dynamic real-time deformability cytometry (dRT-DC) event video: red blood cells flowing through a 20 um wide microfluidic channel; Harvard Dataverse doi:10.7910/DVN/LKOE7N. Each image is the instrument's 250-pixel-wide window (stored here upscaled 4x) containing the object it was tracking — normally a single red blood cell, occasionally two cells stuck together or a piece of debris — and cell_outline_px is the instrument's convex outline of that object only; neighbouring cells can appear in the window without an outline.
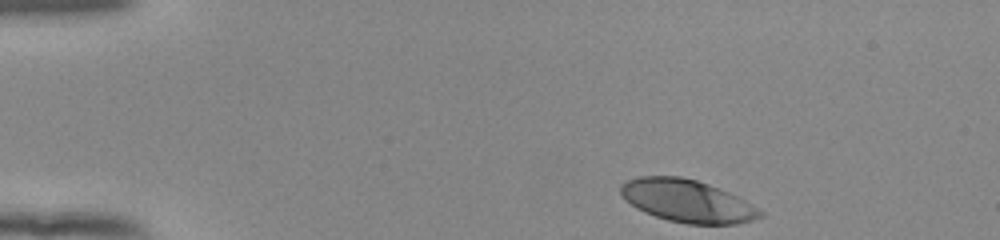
{"species": "human", "species_latin": "Homo sapiens", "temperature_condition": "room temperature", "stored_images_in_passage": 39, "camera_frame_rate_fps": 3000, "um_per_image_px": 0.085, "donor": {"sex": "female"}, "frame": {"image": 1, "passage_image": 1, "time_ms": 0.0, "image_size_px": [1000, 240], "cell_outline_px": [[764, 216], [752, 220], [736, 224], [688, 224], [668, 220], [644, 212], [636, 208], [620, 192], [620, 184], [628, 180], [640, 176], [680, 176], [696, 180], [708, 184], [728, 192], [744, 200], [764, 212]], "centroid_in_image_um": [58.42, 17.08], "position_along_channel_um": 26.6, "area_um2": 34.28}}
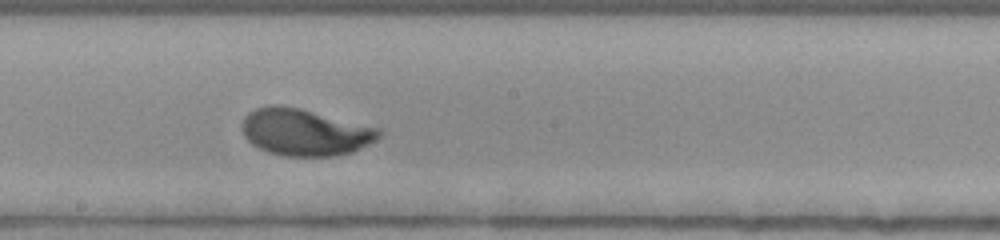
{"frame": {"image": 2, "passage_image": 23, "time_ms": 7.333, "image_size_px": [1000, 240], "cell_outline_px": [[384, 132], [376, 140], [352, 152], [336, 156], [284, 156], [268, 152], [252, 144], [244, 136], [244, 116], [248, 112], [256, 108], [272, 104], [276, 104], [300, 108], [384, 128]], "centroid_in_image_um": [25.98, 11.23], "position_along_channel_um": 222.2, "area_um2": 37.69}}
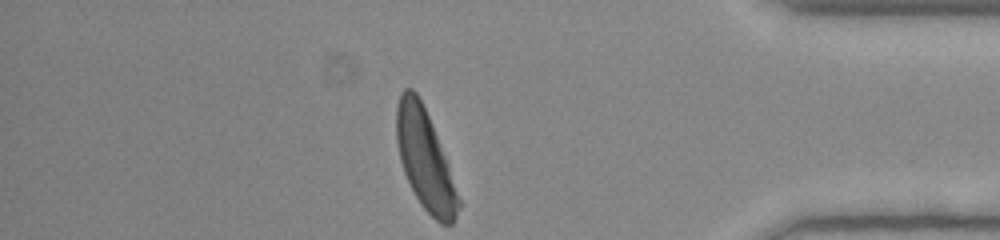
{"frame": {"image": 3, "passage_image": 39, "time_ms": 12.667, "image_size_px": [1000, 240], "cell_outline_px": [[460, 208], [452, 224], [440, 224], [420, 204], [404, 172], [400, 160], [396, 140], [396, 104], [400, 92], [404, 88], [412, 88], [416, 92], [428, 116], [448, 164], [460, 200]], "centroid_in_image_um": [36.1, 13.55], "position_along_channel_um": 399.1, "area_um2": 35.55}, "authors_computed_cell_mechanics": {"area_um2": 36.0094, "velocity_mm_per_s": 3.8466, "shape_relaxation_time_tau1_ms": 2.1784, "shape_relaxation_time_tau2_ms": null, "deformation_change_tau1": 0.1587, "deformation_change_tau2": null}}